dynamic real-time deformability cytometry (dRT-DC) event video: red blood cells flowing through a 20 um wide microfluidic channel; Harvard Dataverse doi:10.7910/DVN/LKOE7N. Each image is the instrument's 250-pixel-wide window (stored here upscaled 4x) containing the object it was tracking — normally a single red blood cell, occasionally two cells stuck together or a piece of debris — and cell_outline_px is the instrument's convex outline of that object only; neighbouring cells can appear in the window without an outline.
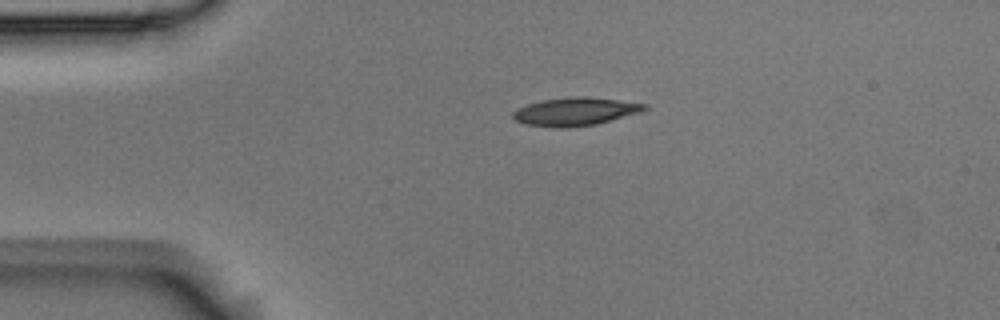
{"species": "Egyptian fruit bat (a non-hibernating species)", "species_latin": "Rousettus aegyptiacus", "temperature_condition": "room temperature", "stored_images_in_passage": 2, "camera_frame_rate_fps": 3000, "um_per_image_px": 0.085, "animal": {"sex": "male"}, "frame": {"image": 1, "passage_image": 1, "time_ms": 0.0, "image_size_px": [1000, 320], "cell_outline_px": [[648, 108], [640, 112], [596, 124], [568, 128], [556, 128], [524, 124], [516, 120], [512, 116], [512, 112], [528, 104], [540, 100], [576, 96], [588, 96], [648, 104]], "centroid_in_image_um": [48.89, 9.48], "position_along_channel_um": 36.1, "area_um2": 21.56}}